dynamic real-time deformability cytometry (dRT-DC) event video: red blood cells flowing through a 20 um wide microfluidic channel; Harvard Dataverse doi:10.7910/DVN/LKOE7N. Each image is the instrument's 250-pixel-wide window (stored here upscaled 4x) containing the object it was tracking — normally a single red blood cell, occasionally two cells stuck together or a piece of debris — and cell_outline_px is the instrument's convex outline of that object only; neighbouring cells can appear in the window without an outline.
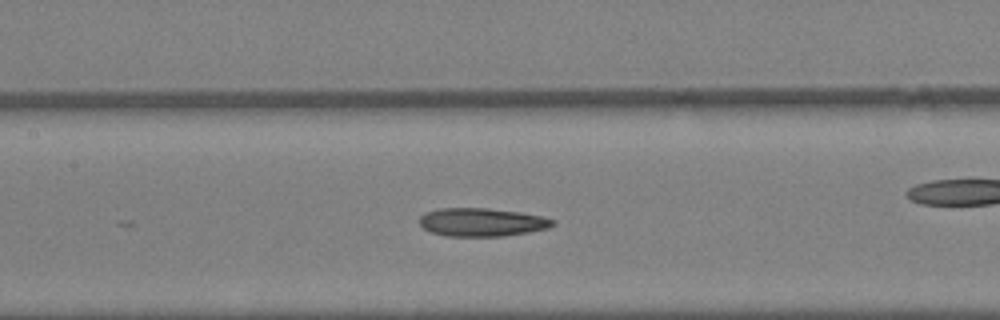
{"species": "Egyptian fruit bat (a non-hibernating species)", "species_latin": "Rousettus aegyptiacus", "temperature_condition": "warm", "stored_images_in_passage": 38, "camera_frame_rate_fps": 3000, "um_per_image_px": 0.085, "animal": {"sex": "female"}, "frame": {"image": 1, "passage_image": 17, "time_ms": 5.333, "image_size_px": [1000, 320], "cell_outline_px": [[556, 224], [548, 228], [528, 232], [504, 236], [448, 236], [432, 232], [424, 228], [420, 224], [420, 216], [424, 212], [440, 208], [488, 208], [520, 212], [540, 216], [556, 220]], "centroid_in_image_um": [40.97, 18.88], "position_along_channel_um": 166.4, "area_um2": 21.96}}